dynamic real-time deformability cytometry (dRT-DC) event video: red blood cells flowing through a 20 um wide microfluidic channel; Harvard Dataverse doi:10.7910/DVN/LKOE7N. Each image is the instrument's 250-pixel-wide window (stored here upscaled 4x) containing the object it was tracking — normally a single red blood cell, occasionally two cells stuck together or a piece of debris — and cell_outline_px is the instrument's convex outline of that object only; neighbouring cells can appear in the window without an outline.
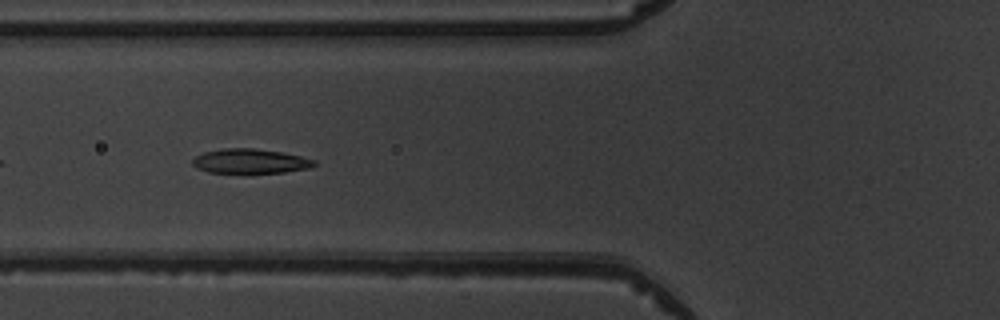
{"species": "common noctule bat (a hibernating species)", "species_latin": "Nyctalus noctula", "temperature_condition": "warm", "stored_images_in_passage": 5, "camera_frame_rate_fps": 3000, "um_per_image_px": 0.085, "animal": {"sex": "male", "body_mass_g": 19.5, "forearm_length_mm": 54.6}, "frame": {"image": 1, "passage_image": 5, "time_ms": 4.667, "image_size_px": [1000, 320], "cell_outline_px": [[316, 164], [308, 168], [284, 172], [248, 176], [208, 172], [196, 168], [192, 164], [192, 160], [196, 156], [204, 152], [224, 148], [252, 148], [280, 152], [300, 156], [316, 160]], "centroid_in_image_um": [21.23, 13.75], "position_along_channel_um": 104.6, "area_um2": 18.21}}